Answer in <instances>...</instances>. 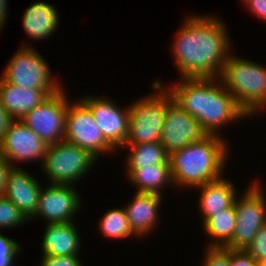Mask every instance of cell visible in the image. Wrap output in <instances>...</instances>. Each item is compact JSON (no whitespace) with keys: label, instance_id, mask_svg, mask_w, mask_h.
<instances>
[{"label":"cell","instance_id":"obj_28","mask_svg":"<svg viewBox=\"0 0 266 266\" xmlns=\"http://www.w3.org/2000/svg\"><path fill=\"white\" fill-rule=\"evenodd\" d=\"M245 250L257 262L266 259V224L261 227L253 241Z\"/></svg>","mask_w":266,"mask_h":266},{"label":"cell","instance_id":"obj_34","mask_svg":"<svg viewBox=\"0 0 266 266\" xmlns=\"http://www.w3.org/2000/svg\"><path fill=\"white\" fill-rule=\"evenodd\" d=\"M7 5V0H0V30H2L3 25L5 24V18H7Z\"/></svg>","mask_w":266,"mask_h":266},{"label":"cell","instance_id":"obj_12","mask_svg":"<svg viewBox=\"0 0 266 266\" xmlns=\"http://www.w3.org/2000/svg\"><path fill=\"white\" fill-rule=\"evenodd\" d=\"M90 110L105 140L115 149L123 148L128 136L129 107L125 110L111 100L98 97L80 99Z\"/></svg>","mask_w":266,"mask_h":266},{"label":"cell","instance_id":"obj_17","mask_svg":"<svg viewBox=\"0 0 266 266\" xmlns=\"http://www.w3.org/2000/svg\"><path fill=\"white\" fill-rule=\"evenodd\" d=\"M125 208L129 225L134 235L150 233L157 223L158 207L162 196L155 193L137 192Z\"/></svg>","mask_w":266,"mask_h":266},{"label":"cell","instance_id":"obj_31","mask_svg":"<svg viewBox=\"0 0 266 266\" xmlns=\"http://www.w3.org/2000/svg\"><path fill=\"white\" fill-rule=\"evenodd\" d=\"M246 3L254 15L261 18L262 21L266 20V0H242Z\"/></svg>","mask_w":266,"mask_h":266},{"label":"cell","instance_id":"obj_20","mask_svg":"<svg viewBox=\"0 0 266 266\" xmlns=\"http://www.w3.org/2000/svg\"><path fill=\"white\" fill-rule=\"evenodd\" d=\"M57 10L46 2H34L23 15V30L33 39H45L51 36L58 26Z\"/></svg>","mask_w":266,"mask_h":266},{"label":"cell","instance_id":"obj_32","mask_svg":"<svg viewBox=\"0 0 266 266\" xmlns=\"http://www.w3.org/2000/svg\"><path fill=\"white\" fill-rule=\"evenodd\" d=\"M12 167H17L14 164L11 165L8 160L0 154V195H3L6 186L9 171Z\"/></svg>","mask_w":266,"mask_h":266},{"label":"cell","instance_id":"obj_24","mask_svg":"<svg viewBox=\"0 0 266 266\" xmlns=\"http://www.w3.org/2000/svg\"><path fill=\"white\" fill-rule=\"evenodd\" d=\"M99 227L104 236L122 239L134 233L129 225L125 208L112 209L100 219Z\"/></svg>","mask_w":266,"mask_h":266},{"label":"cell","instance_id":"obj_35","mask_svg":"<svg viewBox=\"0 0 266 266\" xmlns=\"http://www.w3.org/2000/svg\"><path fill=\"white\" fill-rule=\"evenodd\" d=\"M259 266H266V259L259 262Z\"/></svg>","mask_w":266,"mask_h":266},{"label":"cell","instance_id":"obj_16","mask_svg":"<svg viewBox=\"0 0 266 266\" xmlns=\"http://www.w3.org/2000/svg\"><path fill=\"white\" fill-rule=\"evenodd\" d=\"M51 95L42 89H27L0 78V100L5 110L20 119L27 112L42 105Z\"/></svg>","mask_w":266,"mask_h":266},{"label":"cell","instance_id":"obj_11","mask_svg":"<svg viewBox=\"0 0 266 266\" xmlns=\"http://www.w3.org/2000/svg\"><path fill=\"white\" fill-rule=\"evenodd\" d=\"M206 136L208 133L199 121L175 101L168 106L160 138L161 145L168 155L190 143L203 140Z\"/></svg>","mask_w":266,"mask_h":266},{"label":"cell","instance_id":"obj_9","mask_svg":"<svg viewBox=\"0 0 266 266\" xmlns=\"http://www.w3.org/2000/svg\"><path fill=\"white\" fill-rule=\"evenodd\" d=\"M64 90L50 96L42 105L27 112L19 120L27 125L47 145L64 140L68 108Z\"/></svg>","mask_w":266,"mask_h":266},{"label":"cell","instance_id":"obj_3","mask_svg":"<svg viewBox=\"0 0 266 266\" xmlns=\"http://www.w3.org/2000/svg\"><path fill=\"white\" fill-rule=\"evenodd\" d=\"M222 140L220 135H208L169 155L172 182L196 188L220 179L228 159L227 144Z\"/></svg>","mask_w":266,"mask_h":266},{"label":"cell","instance_id":"obj_33","mask_svg":"<svg viewBox=\"0 0 266 266\" xmlns=\"http://www.w3.org/2000/svg\"><path fill=\"white\" fill-rule=\"evenodd\" d=\"M15 119L5 110L0 100V141L4 138L8 127Z\"/></svg>","mask_w":266,"mask_h":266},{"label":"cell","instance_id":"obj_2","mask_svg":"<svg viewBox=\"0 0 266 266\" xmlns=\"http://www.w3.org/2000/svg\"><path fill=\"white\" fill-rule=\"evenodd\" d=\"M181 79L168 91L183 110L199 121L208 135L219 136L222 125L248 116L219 78Z\"/></svg>","mask_w":266,"mask_h":266},{"label":"cell","instance_id":"obj_30","mask_svg":"<svg viewBox=\"0 0 266 266\" xmlns=\"http://www.w3.org/2000/svg\"><path fill=\"white\" fill-rule=\"evenodd\" d=\"M230 266H259V262L253 259L243 249H231Z\"/></svg>","mask_w":266,"mask_h":266},{"label":"cell","instance_id":"obj_4","mask_svg":"<svg viewBox=\"0 0 266 266\" xmlns=\"http://www.w3.org/2000/svg\"><path fill=\"white\" fill-rule=\"evenodd\" d=\"M231 54L223 65L219 80L249 117L266 105V69Z\"/></svg>","mask_w":266,"mask_h":266},{"label":"cell","instance_id":"obj_21","mask_svg":"<svg viewBox=\"0 0 266 266\" xmlns=\"http://www.w3.org/2000/svg\"><path fill=\"white\" fill-rule=\"evenodd\" d=\"M128 179L137 187V192L161 194L162 188L173 184L170 164H157L143 168H127ZM167 183V184H166Z\"/></svg>","mask_w":266,"mask_h":266},{"label":"cell","instance_id":"obj_7","mask_svg":"<svg viewBox=\"0 0 266 266\" xmlns=\"http://www.w3.org/2000/svg\"><path fill=\"white\" fill-rule=\"evenodd\" d=\"M2 79L21 86L47 91L51 96L62 90L59 83L51 77L48 64L38 52L28 45H22L10 59Z\"/></svg>","mask_w":266,"mask_h":266},{"label":"cell","instance_id":"obj_19","mask_svg":"<svg viewBox=\"0 0 266 266\" xmlns=\"http://www.w3.org/2000/svg\"><path fill=\"white\" fill-rule=\"evenodd\" d=\"M196 188H201L199 205L203 215V224L210 217L229 208L236 199V188L226 178H220Z\"/></svg>","mask_w":266,"mask_h":266},{"label":"cell","instance_id":"obj_22","mask_svg":"<svg viewBox=\"0 0 266 266\" xmlns=\"http://www.w3.org/2000/svg\"><path fill=\"white\" fill-rule=\"evenodd\" d=\"M205 232L212 237L209 246L224 247L231 239L236 226L234 203L222 212L210 217L204 224Z\"/></svg>","mask_w":266,"mask_h":266},{"label":"cell","instance_id":"obj_8","mask_svg":"<svg viewBox=\"0 0 266 266\" xmlns=\"http://www.w3.org/2000/svg\"><path fill=\"white\" fill-rule=\"evenodd\" d=\"M250 184L242 199L234 201L236 226L232 239L224 246L229 249L245 250L266 224V200L260 184Z\"/></svg>","mask_w":266,"mask_h":266},{"label":"cell","instance_id":"obj_27","mask_svg":"<svg viewBox=\"0 0 266 266\" xmlns=\"http://www.w3.org/2000/svg\"><path fill=\"white\" fill-rule=\"evenodd\" d=\"M20 244L0 234V266H12L20 251Z\"/></svg>","mask_w":266,"mask_h":266},{"label":"cell","instance_id":"obj_14","mask_svg":"<svg viewBox=\"0 0 266 266\" xmlns=\"http://www.w3.org/2000/svg\"><path fill=\"white\" fill-rule=\"evenodd\" d=\"M47 144L37 136L27 125L15 119L0 141V154L12 165L15 161L27 162L44 159Z\"/></svg>","mask_w":266,"mask_h":266},{"label":"cell","instance_id":"obj_1","mask_svg":"<svg viewBox=\"0 0 266 266\" xmlns=\"http://www.w3.org/2000/svg\"><path fill=\"white\" fill-rule=\"evenodd\" d=\"M224 25L215 16L186 18L172 46L181 78H219L231 52Z\"/></svg>","mask_w":266,"mask_h":266},{"label":"cell","instance_id":"obj_26","mask_svg":"<svg viewBox=\"0 0 266 266\" xmlns=\"http://www.w3.org/2000/svg\"><path fill=\"white\" fill-rule=\"evenodd\" d=\"M203 266H230L231 249L222 246H208Z\"/></svg>","mask_w":266,"mask_h":266},{"label":"cell","instance_id":"obj_6","mask_svg":"<svg viewBox=\"0 0 266 266\" xmlns=\"http://www.w3.org/2000/svg\"><path fill=\"white\" fill-rule=\"evenodd\" d=\"M96 160L89 151L63 140L47 145L41 165L51 184L73 185Z\"/></svg>","mask_w":266,"mask_h":266},{"label":"cell","instance_id":"obj_13","mask_svg":"<svg viewBox=\"0 0 266 266\" xmlns=\"http://www.w3.org/2000/svg\"><path fill=\"white\" fill-rule=\"evenodd\" d=\"M77 193L72 185L50 184L41 189L38 208L32 218L42 216L47 224L72 222L81 205Z\"/></svg>","mask_w":266,"mask_h":266},{"label":"cell","instance_id":"obj_29","mask_svg":"<svg viewBox=\"0 0 266 266\" xmlns=\"http://www.w3.org/2000/svg\"><path fill=\"white\" fill-rule=\"evenodd\" d=\"M41 266H82L78 255L51 256L44 255Z\"/></svg>","mask_w":266,"mask_h":266},{"label":"cell","instance_id":"obj_23","mask_svg":"<svg viewBox=\"0 0 266 266\" xmlns=\"http://www.w3.org/2000/svg\"><path fill=\"white\" fill-rule=\"evenodd\" d=\"M128 147L130 153L127 157V168H143L157 164H170L169 155L161 142H152L137 145H123Z\"/></svg>","mask_w":266,"mask_h":266},{"label":"cell","instance_id":"obj_15","mask_svg":"<svg viewBox=\"0 0 266 266\" xmlns=\"http://www.w3.org/2000/svg\"><path fill=\"white\" fill-rule=\"evenodd\" d=\"M41 188L33 176L20 167H12L8 174L3 196L18 207L27 219H30L35 215L38 208Z\"/></svg>","mask_w":266,"mask_h":266},{"label":"cell","instance_id":"obj_10","mask_svg":"<svg viewBox=\"0 0 266 266\" xmlns=\"http://www.w3.org/2000/svg\"><path fill=\"white\" fill-rule=\"evenodd\" d=\"M64 140L89 151L96 158L101 153L114 151L102 135L91 110L80 99L68 105Z\"/></svg>","mask_w":266,"mask_h":266},{"label":"cell","instance_id":"obj_18","mask_svg":"<svg viewBox=\"0 0 266 266\" xmlns=\"http://www.w3.org/2000/svg\"><path fill=\"white\" fill-rule=\"evenodd\" d=\"M42 239L44 255H77L80 248L79 233L73 222L46 224Z\"/></svg>","mask_w":266,"mask_h":266},{"label":"cell","instance_id":"obj_25","mask_svg":"<svg viewBox=\"0 0 266 266\" xmlns=\"http://www.w3.org/2000/svg\"><path fill=\"white\" fill-rule=\"evenodd\" d=\"M28 219L10 200L0 195V229L24 224Z\"/></svg>","mask_w":266,"mask_h":266},{"label":"cell","instance_id":"obj_5","mask_svg":"<svg viewBox=\"0 0 266 266\" xmlns=\"http://www.w3.org/2000/svg\"><path fill=\"white\" fill-rule=\"evenodd\" d=\"M152 85L157 93L144 97L129 107L128 136L124 145L160 142L167 109L174 100L159 80Z\"/></svg>","mask_w":266,"mask_h":266}]
</instances>
